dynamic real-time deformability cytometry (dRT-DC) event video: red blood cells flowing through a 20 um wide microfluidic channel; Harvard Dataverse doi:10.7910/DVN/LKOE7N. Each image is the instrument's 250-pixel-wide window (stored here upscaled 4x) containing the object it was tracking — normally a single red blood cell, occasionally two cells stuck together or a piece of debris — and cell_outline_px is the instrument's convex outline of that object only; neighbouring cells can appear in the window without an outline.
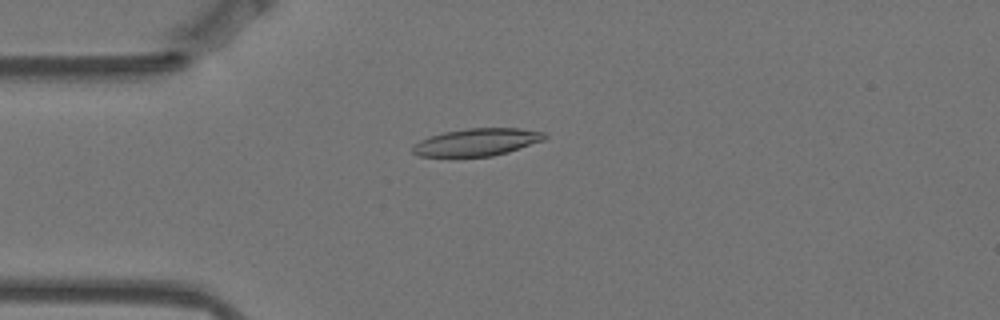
{"species": "Egyptian fruit bat (a non-hibernating species)", "species_latin": "Rousettus aegyptiacus", "temperature_condition": "warm", "stored_images_in_passage": 57, "camera_frame_rate_fps": 3000, "um_per_image_px": 0.085, "animal": {"sex": "female"}, "frame": {"image": 1, "passage_image": 14, "time_ms": 4.333, "image_size_px": [1000, 320], "cell_outline_px": [[548, 136], [544, 140], [508, 152], [492, 156], [420, 156], [412, 152], [412, 148], [420, 140], [428, 136], [444, 132], [468, 128], [520, 128], [544, 132]], "centroid_in_image_um": [40.56, 12.07], "position_along_channel_um": 44.4, "area_um2": 20.98}}
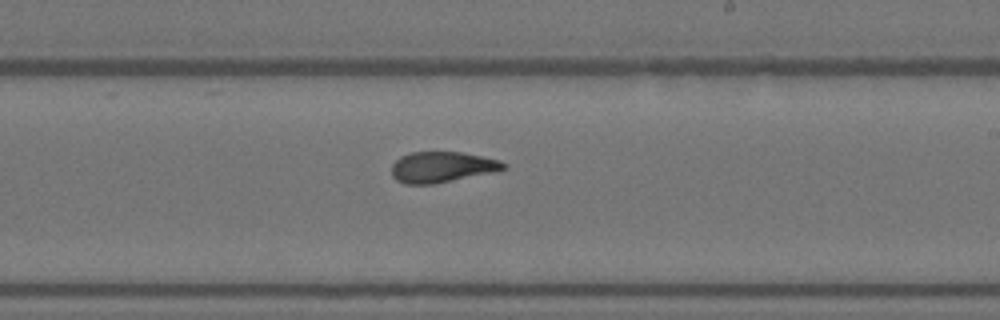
{"frame": {"image": 2, "passage_image": 33, "time_ms": 10.667, "image_size_px": [1000, 320], "cell_outline_px": [[508, 168], [492, 172], [432, 184], [404, 184], [396, 180], [392, 176], [392, 164], [400, 156], [412, 152], [460, 152], [500, 160], [508, 164]], "centroid_in_image_um": [37.55, 14.19], "position_along_channel_um": 251.4, "area_um2": 19.94}}
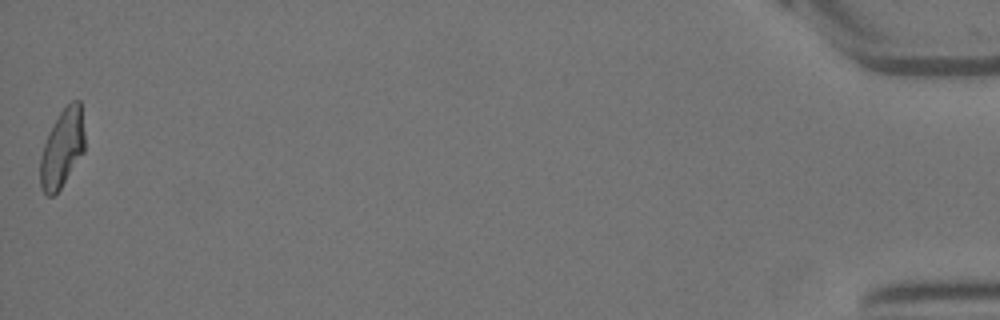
{"frame": {"image": 3, "passage_image": 57, "time_ms": 18.667, "image_size_px": [1000, 320], "cell_outline_px": [[84, 152], [60, 188], [52, 196], [48, 196], [40, 188], [40, 156], [48, 132], [60, 112], [72, 100], [80, 100], [84, 132]], "centroid_in_image_um": [5.27, 12.6], "position_along_channel_um": 429.9, "area_um2": 20.11}, "authors_computed_cell_mechanics": {"area_um2": 20.4612, "velocity_mm_per_s": 3.5034, "shape_relaxation_time_tau1_ms": null, "shape_relaxation_time_tau2_ms": 2.3953, "deformation_change_tau1": null, "deformation_change_tau2": 0.0981}}